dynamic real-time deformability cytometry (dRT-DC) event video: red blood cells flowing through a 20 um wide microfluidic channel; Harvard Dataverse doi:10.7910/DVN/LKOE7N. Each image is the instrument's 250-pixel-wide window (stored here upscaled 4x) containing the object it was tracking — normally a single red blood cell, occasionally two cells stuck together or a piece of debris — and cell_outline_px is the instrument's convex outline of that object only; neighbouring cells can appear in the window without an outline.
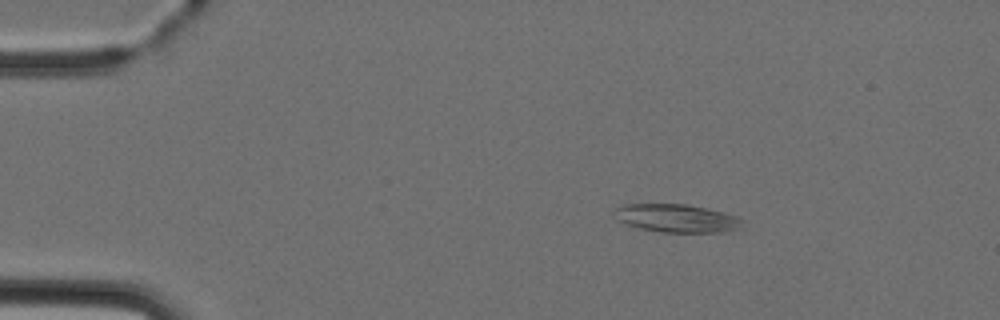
{"species": "Egyptian fruit bat (a non-hibernating species)", "species_latin": "Rousettus aegyptiacus", "temperature_condition": "cold", "stored_images_in_passage": 3, "camera_frame_rate_fps": 3000, "um_per_image_px": 0.085, "animal": {"sex": "female"}, "frame": {"image": 1, "passage_image": 2, "time_ms": 2.0, "image_size_px": [1000, 320], "cell_outline_px": [[744, 220], [740, 228], [724, 232], [660, 232], [636, 228], [620, 220], [612, 212], [616, 208], [624, 204], [688, 204], [724, 212], [736, 216]], "centroid_in_image_um": [57.53, 18.55], "position_along_channel_um": 27.5, "area_um2": 21.04}}